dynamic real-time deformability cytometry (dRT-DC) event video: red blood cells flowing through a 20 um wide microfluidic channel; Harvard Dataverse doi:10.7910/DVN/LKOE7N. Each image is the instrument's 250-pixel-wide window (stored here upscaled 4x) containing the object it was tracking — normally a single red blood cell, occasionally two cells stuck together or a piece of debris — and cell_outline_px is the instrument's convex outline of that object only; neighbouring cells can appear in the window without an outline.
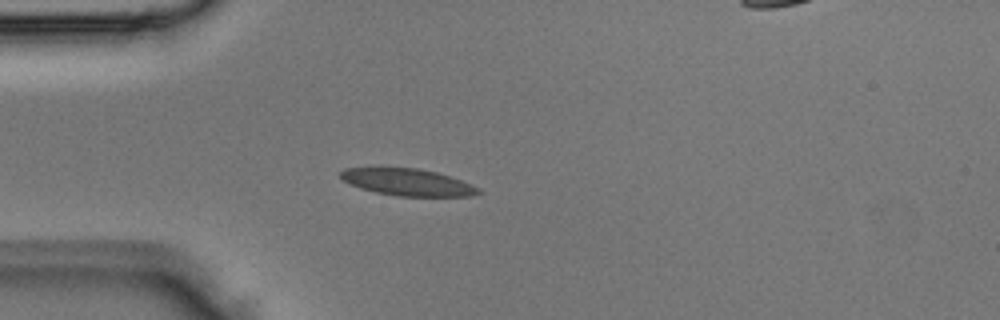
{"species": "Egyptian fruit bat (a non-hibernating species)", "species_latin": "Rousettus aegyptiacus", "temperature_condition": "room temperature", "stored_images_in_passage": 2, "camera_frame_rate_fps": 3000, "um_per_image_px": 0.085, "animal": {"sex": "male"}, "frame": {"image": 1, "passage_image": 2, "time_ms": 0.333, "image_size_px": [1000, 320], "cell_outline_px": [[484, 192], [472, 196], [400, 196], [376, 192], [360, 188], [344, 180], [340, 176], [340, 172], [344, 168], [416, 168], [436, 172], [460, 180], [480, 188]], "centroid_in_image_um": [34.68, 15.49], "position_along_channel_um": 50.3, "area_um2": 21.33}}